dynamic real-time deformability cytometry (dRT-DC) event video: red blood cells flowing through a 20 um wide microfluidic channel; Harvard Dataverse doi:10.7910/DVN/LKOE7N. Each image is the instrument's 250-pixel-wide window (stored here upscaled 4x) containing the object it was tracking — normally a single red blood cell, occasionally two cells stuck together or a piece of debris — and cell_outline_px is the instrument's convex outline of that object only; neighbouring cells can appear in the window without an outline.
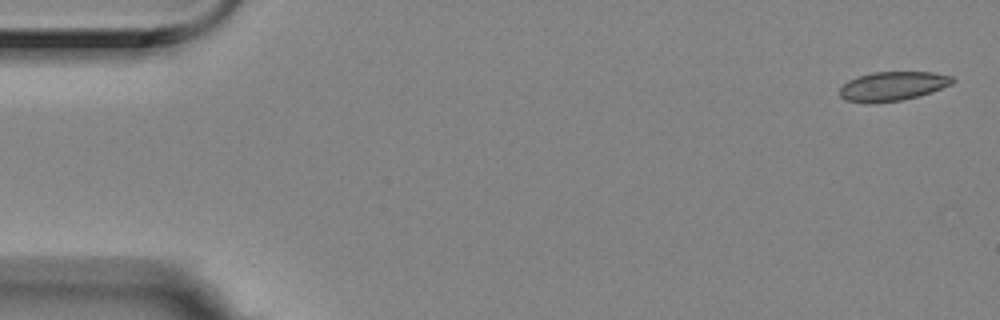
{"species": "Egyptian fruit bat (a non-hibernating species)", "species_latin": "Rousettus aegyptiacus", "temperature_condition": "room temperature", "stored_images_in_passage": 7, "segment_of_instrument_passage": [1, 2], "camera_frame_rate_fps": 3000, "um_per_image_px": 0.085, "animal": {"sex": "female"}, "frame": {"image": 1, "passage_image": 1, "time_ms": 0.0, "image_size_px": [1000, 320], "cell_outline_px": [[956, 80], [952, 84], [916, 96], [900, 100], [844, 100], [840, 96], [840, 88], [848, 80], [872, 72], [932, 72], [952, 76]], "centroid_in_image_um": [75.92, 7.27], "position_along_channel_um": 9.1, "area_um2": 18.21}}
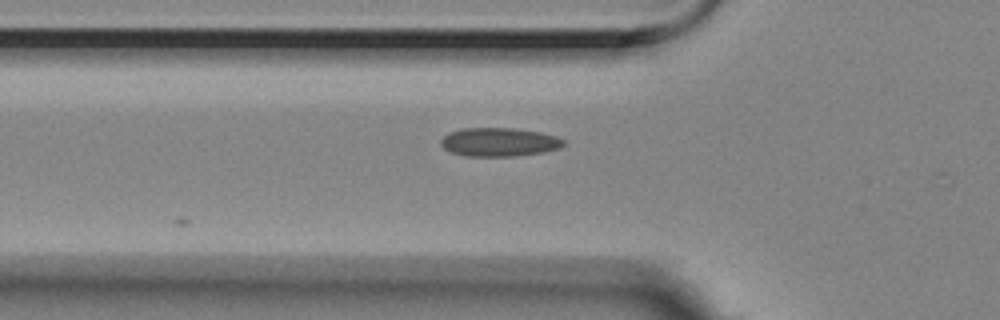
{"frame": {"image": 2, "passage_image": 6, "time_ms": 1.667, "image_size_px": [1000, 320], "cell_outline_px": [[564, 144], [560, 148], [544, 152], [516, 156], [464, 156], [452, 152], [444, 148], [440, 144], [440, 140], [448, 132], [460, 128], [516, 128], [540, 132], [556, 136], [564, 140]], "centroid_in_image_um": [42.41, 12.07], "position_along_channel_um": 83.4, "area_um2": 20.63}}